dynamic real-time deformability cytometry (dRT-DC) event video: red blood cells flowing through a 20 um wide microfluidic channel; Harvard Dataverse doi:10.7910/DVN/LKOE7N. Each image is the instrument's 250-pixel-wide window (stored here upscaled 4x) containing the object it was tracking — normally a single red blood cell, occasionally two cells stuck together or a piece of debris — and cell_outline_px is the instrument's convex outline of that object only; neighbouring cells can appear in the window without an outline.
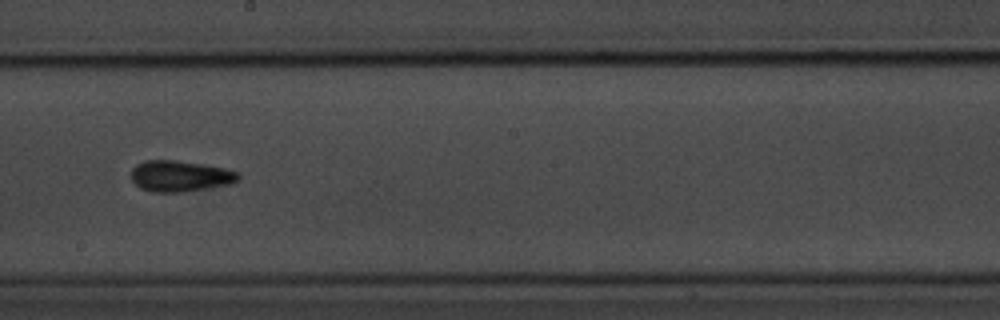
{"species": "common noctule bat (a hibernating species)", "species_latin": "Nyctalus noctula", "temperature_condition": "room temperature", "stored_images_in_passage": 24, "camera_frame_rate_fps": 3000, "um_per_image_px": 0.085, "animal": {"sex": "male", "body_mass_g": 20.1, "forearm_length_mm": 53.5}, "frame": {"image": 1, "passage_image": 17, "time_ms": 5.333, "image_size_px": [1000, 320], "cell_outline_px": [[240, 180], [232, 184], [180, 192], [152, 192], [140, 188], [132, 180], [132, 168], [136, 164], [144, 160], [176, 160], [224, 168], [240, 172]], "centroid_in_image_um": [15.32, 14.96], "position_along_channel_um": 232.9, "area_um2": 19.42}}